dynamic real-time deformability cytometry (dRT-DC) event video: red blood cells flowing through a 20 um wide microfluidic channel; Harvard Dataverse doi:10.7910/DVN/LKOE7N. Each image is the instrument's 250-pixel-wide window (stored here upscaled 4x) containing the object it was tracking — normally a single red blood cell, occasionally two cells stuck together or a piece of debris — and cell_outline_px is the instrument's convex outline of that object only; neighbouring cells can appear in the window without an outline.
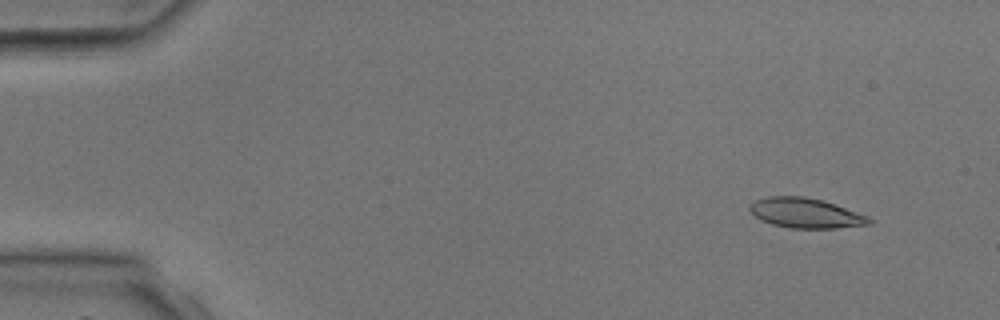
{"species": "common noctule bat (a hibernating species)", "species_latin": "Nyctalus noctula", "temperature_condition": "room temperature", "stored_images_in_passage": 5, "camera_frame_rate_fps": 3000, "um_per_image_px": 0.085, "animal": {"sex": "male", "body_mass_g": 17.9, "forearm_length_mm": 54.2}, "frame": {"image": 1, "passage_image": 2, "time_ms": 1.0, "image_size_px": [1000, 320], "cell_outline_px": [[872, 224], [836, 228], [792, 228], [772, 224], [760, 220], [748, 208], [756, 200], [768, 196], [804, 196], [824, 200], [868, 216], [872, 220]], "centroid_in_image_um": [68.5, 18.11], "position_along_channel_um": 16.5, "area_um2": 20.75}}